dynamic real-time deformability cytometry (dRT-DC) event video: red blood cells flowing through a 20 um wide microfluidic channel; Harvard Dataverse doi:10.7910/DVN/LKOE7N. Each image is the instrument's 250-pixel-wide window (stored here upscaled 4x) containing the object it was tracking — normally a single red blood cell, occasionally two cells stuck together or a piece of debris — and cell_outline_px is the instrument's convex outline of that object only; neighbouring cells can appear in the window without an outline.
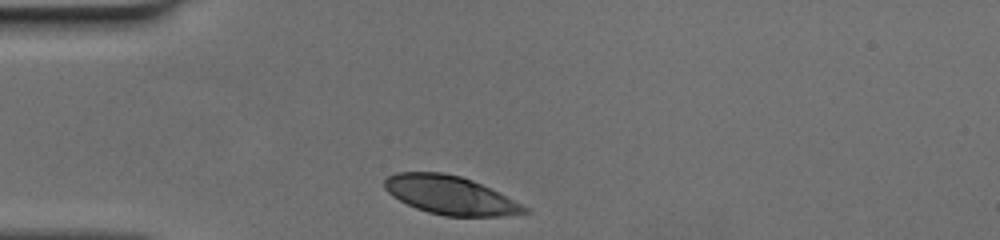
{"species": "human", "species_latin": "Homo sapiens", "temperature_condition": "cold", "stored_images_in_passage": 27, "camera_frame_rate_fps": 3000, "um_per_image_px": 0.085, "donor": {"sex": "female"}, "frame": {"image": 1, "passage_image": 1, "time_ms": 0.0, "image_size_px": [1000, 240], "cell_outline_px": [[532, 212], [500, 216], [444, 216], [428, 212], [416, 208], [392, 196], [384, 188], [384, 180], [388, 176], [396, 172], [444, 172], [460, 176], [472, 180], [528, 208]], "centroid_in_image_um": [38.21, 16.59], "position_along_channel_um": 46.8, "area_um2": 30.98}}
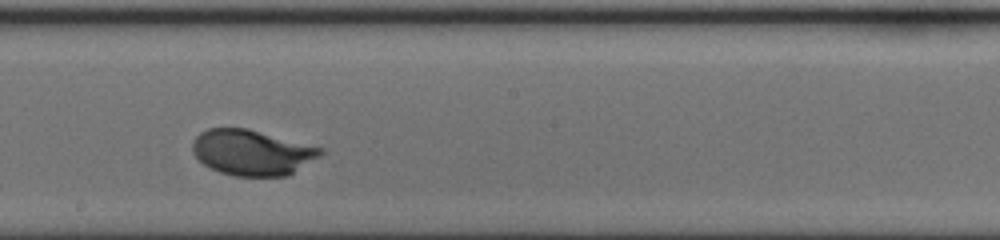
{"frame": {"image": 2, "passage_image": 16, "time_ms": 5.0, "image_size_px": [1000, 240], "cell_outline_px": [[324, 152], [320, 156], [288, 176], [232, 176], [220, 172], [204, 164], [192, 152], [192, 140], [200, 132], [208, 128], [248, 128], [324, 148]], "centroid_in_image_um": [21.42, 12.95], "position_along_channel_um": 226.8, "area_um2": 34.1}}
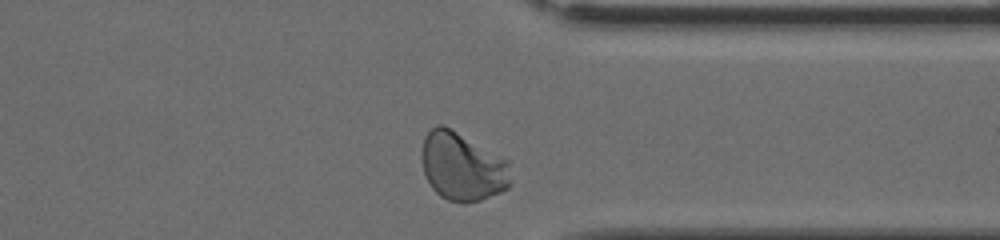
{"frame": {"image": 3, "passage_image": 27, "time_ms": 8.667, "image_size_px": [1000, 240], "cell_outline_px": [[508, 188], [500, 192], [480, 200], [464, 204], [448, 200], [440, 196], [432, 188], [424, 172], [420, 156], [420, 152], [424, 136], [436, 124], [444, 124], [508, 160]], "centroid_in_image_um": [39.24, 14.15], "position_along_channel_um": 372.2, "area_um2": 35.43}}